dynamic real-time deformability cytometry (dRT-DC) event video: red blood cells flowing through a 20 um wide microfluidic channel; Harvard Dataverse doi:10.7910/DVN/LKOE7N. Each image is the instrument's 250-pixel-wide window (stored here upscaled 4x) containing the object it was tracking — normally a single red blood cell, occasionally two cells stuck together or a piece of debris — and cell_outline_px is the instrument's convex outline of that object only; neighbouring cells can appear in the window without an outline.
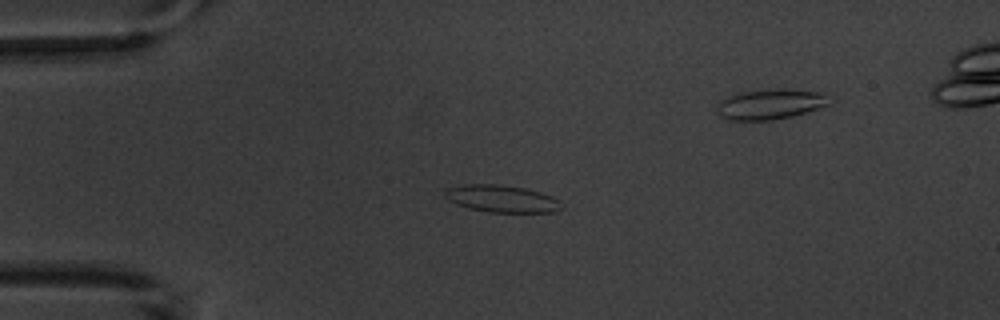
{"species": "common noctule bat (a hibernating species)", "species_latin": "Nyctalus noctula", "temperature_condition": "warm", "stored_images_in_passage": 5, "camera_frame_rate_fps": 3000, "um_per_image_px": 0.085, "animal": {"sex": "male", "body_mass_g": 20.1, "forearm_length_mm": 53.5}, "frame": {"image": 1, "passage_image": 3, "time_ms": 2.667, "image_size_px": [1000, 320], "cell_outline_px": [[564, 208], [556, 212], [488, 212], [468, 208], [456, 204], [448, 200], [444, 196], [444, 192], [448, 188], [464, 184], [496, 184], [524, 188], [540, 192], [552, 196], [560, 200]], "centroid_in_image_um": [42.67, 16.9], "position_along_channel_um": 42.3, "area_um2": 18.61}}